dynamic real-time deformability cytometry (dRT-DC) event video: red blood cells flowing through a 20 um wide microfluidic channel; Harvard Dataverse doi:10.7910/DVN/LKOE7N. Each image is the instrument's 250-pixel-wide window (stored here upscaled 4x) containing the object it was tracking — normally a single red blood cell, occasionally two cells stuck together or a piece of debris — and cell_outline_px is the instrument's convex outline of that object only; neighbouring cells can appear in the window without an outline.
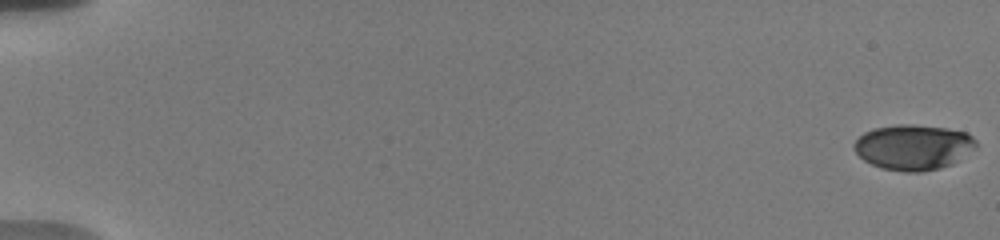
{"species": "human", "species_latin": "Homo sapiens", "temperature_condition": "warm", "stored_images_in_passage": 57, "camera_frame_rate_fps": 3000, "um_per_image_px": 0.085, "donor": {"sex": "male"}, "frame": {"image": 1, "passage_image": 1, "time_ms": 0.0, "image_size_px": [1000, 240], "cell_outline_px": [[968, 140], [940, 164], [932, 168], [888, 168], [876, 164], [868, 160], [856, 148], [856, 144], [860, 136], [868, 132], [880, 128], [936, 128], [964, 132], [968, 136]], "centroid_in_image_um": [77.35, 12.46], "position_along_channel_um": 7.7, "area_um2": 25.84}}
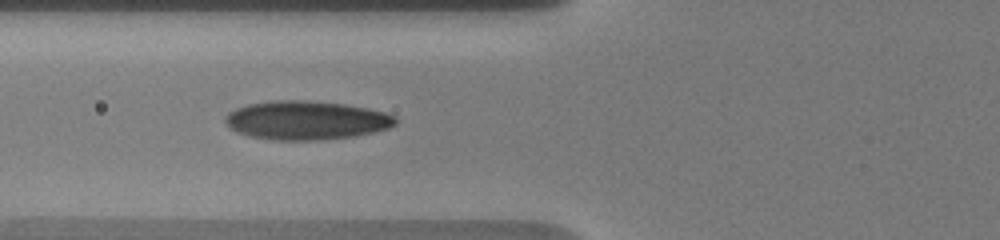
{"frame": {"image": 2, "passage_image": 24, "time_ms": 7.667, "image_size_px": [1000, 240], "cell_outline_px": [[392, 124], [380, 128], [360, 132], [336, 136], [268, 136], [248, 132], [236, 128], [228, 120], [228, 116], [244, 108], [256, 104], [332, 104], [356, 108], [376, 112], [388, 116], [392, 120]], "centroid_in_image_um": [26.06, 10.2], "position_along_channel_um": 99.7, "area_um2": 30.75}}
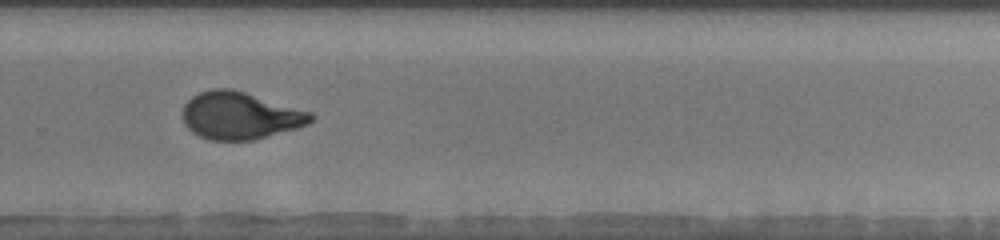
{"frame": {"image": 3, "passage_image": 41, "time_ms": 13.333, "image_size_px": [1000, 240], "cell_outline_px": [[312, 120], [304, 124], [260, 136], [244, 140], [220, 140], [204, 136], [196, 132], [184, 120], [184, 108], [196, 96], [204, 92], [240, 92], [308, 112], [312, 116]], "centroid_in_image_um": [20.39, 9.86], "position_along_channel_um": 309.4, "area_um2": 31.62}, "authors_computed_cell_mechanics": {"area_um2": 30.056, "velocity_mm_per_s": 3.7014, "shape_relaxation_time_tau1_ms": 6.152, "shape_relaxation_time_tau2_ms": null, "deformation_change_tau1": 0.2539, "deformation_change_tau2": null}}